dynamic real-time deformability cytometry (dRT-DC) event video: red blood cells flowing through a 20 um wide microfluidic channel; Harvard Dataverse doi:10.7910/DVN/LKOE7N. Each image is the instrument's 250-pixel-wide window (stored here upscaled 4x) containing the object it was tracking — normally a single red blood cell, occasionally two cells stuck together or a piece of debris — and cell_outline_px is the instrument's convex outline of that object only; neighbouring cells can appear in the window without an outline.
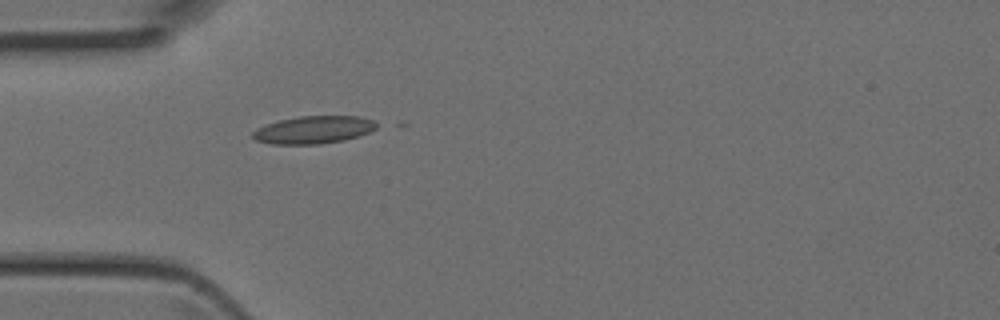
{"species": "Egyptian fruit bat (a non-hibernating species)", "species_latin": "Rousettus aegyptiacus", "temperature_condition": "room temperature", "stored_images_in_passage": 4, "camera_frame_rate_fps": 3000, "um_per_image_px": 0.085, "animal": {"sex": "female"}, "frame": {"image": 1, "passage_image": 4, "time_ms": 1.0, "image_size_px": [1000, 320], "cell_outline_px": [[380, 124], [376, 128], [360, 136], [344, 140], [320, 144], [272, 144], [256, 140], [252, 136], [252, 132], [256, 128], [280, 120], [300, 116], [360, 116], [372, 120]], "centroid_in_image_um": [26.68, 11.03], "position_along_channel_um": 58.3, "area_um2": 19.94}}